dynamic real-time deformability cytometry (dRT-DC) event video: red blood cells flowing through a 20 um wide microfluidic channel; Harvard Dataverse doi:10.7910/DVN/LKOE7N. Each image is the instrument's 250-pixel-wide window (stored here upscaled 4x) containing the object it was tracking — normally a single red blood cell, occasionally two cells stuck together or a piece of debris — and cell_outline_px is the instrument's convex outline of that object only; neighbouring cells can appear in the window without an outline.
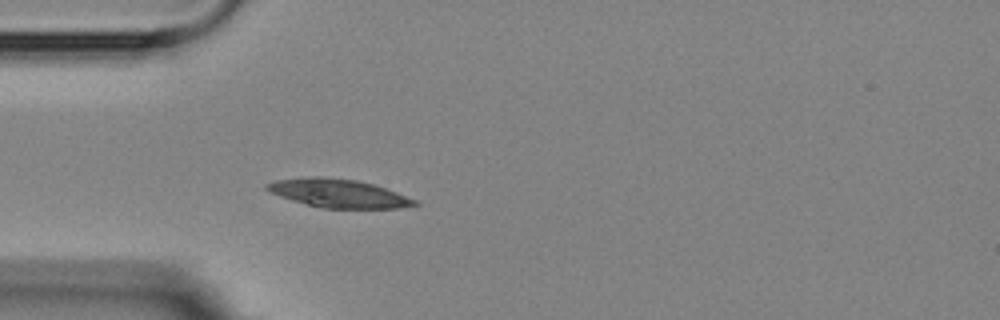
{"species": "Egyptian fruit bat (a non-hibernating species)", "species_latin": "Rousettus aegyptiacus", "temperature_condition": "room temperature", "stored_images_in_passage": 3, "camera_frame_rate_fps": 3000, "um_per_image_px": 0.085, "animal": {"sex": "female"}, "frame": {"image": 1, "passage_image": 3, "time_ms": 3.333, "image_size_px": [1000, 320], "cell_outline_px": [[420, 204], [400, 208], [324, 208], [292, 200], [268, 192], [264, 188], [264, 184], [272, 180], [308, 176], [320, 176], [356, 180], [372, 184], [396, 192], [416, 200]], "centroid_in_image_um": [28.69, 16.42], "position_along_channel_um": 56.3, "area_um2": 24.45}}